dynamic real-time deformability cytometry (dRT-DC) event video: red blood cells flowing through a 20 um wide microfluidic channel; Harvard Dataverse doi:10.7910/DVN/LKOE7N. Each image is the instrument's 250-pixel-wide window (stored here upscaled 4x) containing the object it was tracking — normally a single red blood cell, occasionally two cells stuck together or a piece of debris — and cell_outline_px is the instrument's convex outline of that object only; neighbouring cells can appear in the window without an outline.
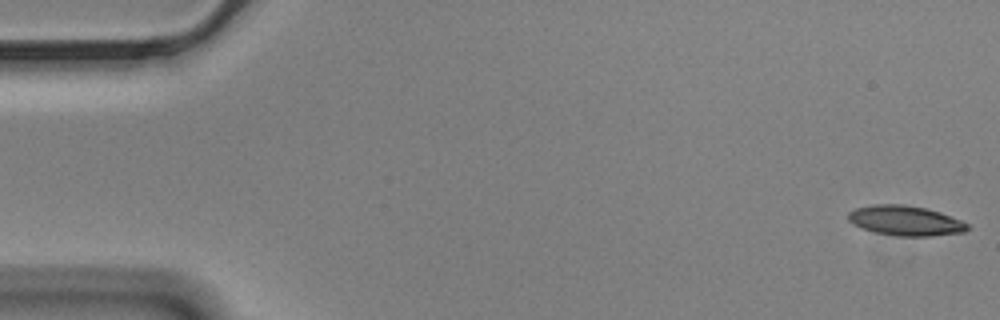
{"species": "Egyptian fruit bat (a non-hibernating species)", "species_latin": "Rousettus aegyptiacus", "temperature_condition": "cold", "stored_images_in_passage": 57, "camera_frame_rate_fps": 3000, "um_per_image_px": 0.085, "animal": {"sex": "male"}, "frame": {"image": 1, "passage_image": 1, "time_ms": 0.0, "image_size_px": [1000, 320], "cell_outline_px": [[968, 228], [964, 232], [932, 236], [896, 236], [876, 232], [852, 224], [848, 220], [848, 212], [856, 208], [872, 204], [904, 204], [924, 208], [940, 212], [960, 220], [968, 224]], "centroid_in_image_um": [76.94, 18.75], "position_along_channel_um": 8.1, "area_um2": 20.69}}
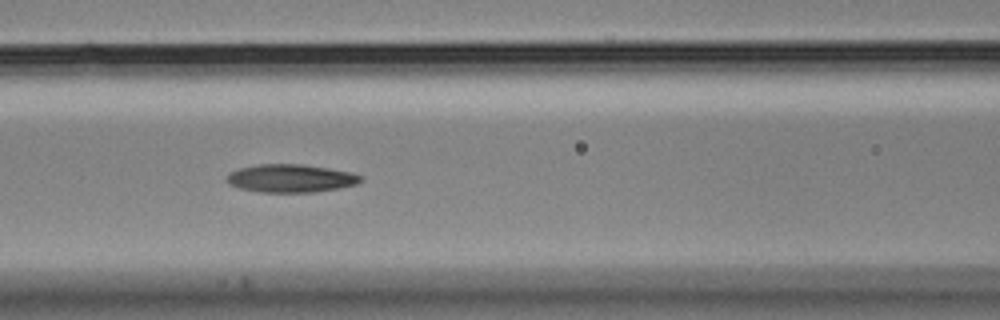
{"frame": {"image": 2, "passage_image": 24, "time_ms": 7.667, "image_size_px": [1000, 320], "cell_outline_px": [[364, 180], [356, 184], [340, 188], [316, 192], [260, 192], [240, 188], [228, 184], [224, 180], [228, 172], [240, 168], [260, 164], [300, 164], [328, 168], [352, 172], [360, 176]], "centroid_in_image_um": [24.69, 15.16], "position_along_channel_um": 141.9, "area_um2": 22.02}}
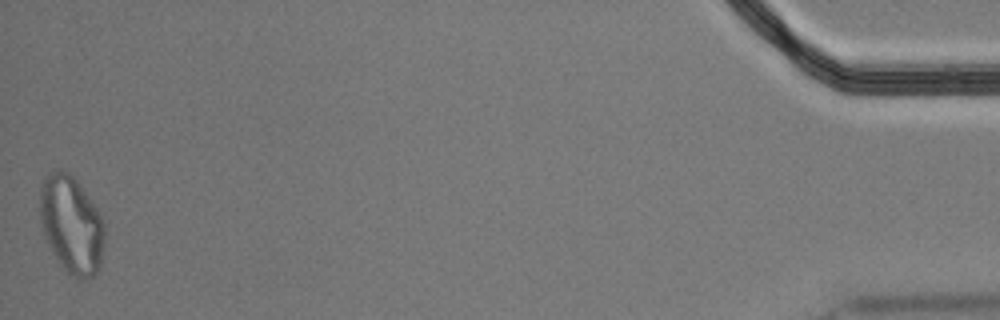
{"frame": {"image": 3, "passage_image": 57, "time_ms": 18.667, "image_size_px": [1000, 320], "cell_outline_px": [[104, 244], [100, 268], [92, 276], [80, 280], [72, 276], [60, 264], [52, 252], [44, 236], [40, 220], [40, 188], [44, 180], [56, 168], [68, 172], [80, 184], [104, 220]], "centroid_in_image_um": [6.08, 19.11], "position_along_channel_um": 429.1, "area_um2": 36.7}, "authors_computed_cell_mechanics": {"area_um2": 21.7328, "velocity_mm_per_s": 3.4757, "shape_relaxation_time_tau1_ms": 6.3276, "shape_relaxation_time_tau2_ms": null, "deformation_change_tau1": 0.1894, "deformation_change_tau2": null}}